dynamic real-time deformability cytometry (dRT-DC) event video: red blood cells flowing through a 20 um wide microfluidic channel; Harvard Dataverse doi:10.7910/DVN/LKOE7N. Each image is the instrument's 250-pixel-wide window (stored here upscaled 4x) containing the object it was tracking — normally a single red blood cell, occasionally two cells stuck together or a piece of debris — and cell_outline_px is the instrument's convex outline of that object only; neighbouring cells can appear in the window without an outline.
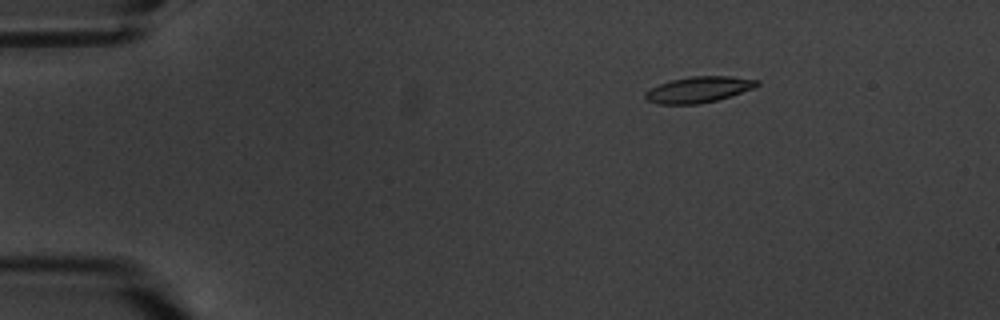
{"species": "common noctule bat (a hibernating species)", "species_latin": "Nyctalus noctula", "temperature_condition": "warm", "stored_images_in_passage": 4, "camera_frame_rate_fps": 3000, "um_per_image_px": 0.085, "animal": {"sex": "male", "body_mass_g": 20.1, "forearm_length_mm": 53.5}, "frame": {"image": 1, "passage_image": 2, "time_ms": 1.333, "image_size_px": [1000, 320], "cell_outline_px": [[760, 84], [756, 88], [716, 100], [700, 104], [656, 104], [648, 100], [644, 96], [644, 92], [660, 84], [672, 80], [692, 76], [732, 76], [760, 80]], "centroid_in_image_um": [59.43, 7.61], "position_along_channel_um": 25.6, "area_um2": 16.94}}